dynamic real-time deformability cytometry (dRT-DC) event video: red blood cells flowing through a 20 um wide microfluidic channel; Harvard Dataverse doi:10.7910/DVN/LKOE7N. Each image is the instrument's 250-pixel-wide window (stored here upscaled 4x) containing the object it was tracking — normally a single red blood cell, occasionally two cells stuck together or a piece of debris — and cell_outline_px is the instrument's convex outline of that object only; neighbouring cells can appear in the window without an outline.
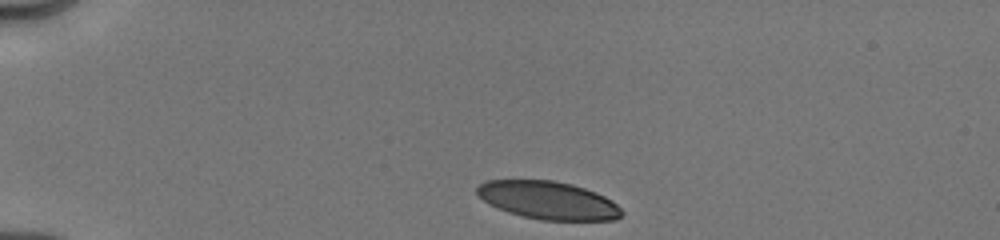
{"species": "human", "species_latin": "Homo sapiens", "temperature_condition": "cold", "stored_images_in_passage": 61, "camera_frame_rate_fps": 3000, "um_per_image_px": 0.085, "donor": {"sex": "male"}, "frame": {"image": 1, "passage_image": 1, "time_ms": 0.0, "image_size_px": [1000, 240], "cell_outline_px": [[624, 212], [616, 220], [540, 220], [508, 212], [488, 204], [476, 192], [476, 188], [480, 184], [488, 180], [552, 180], [572, 184], [596, 192], [612, 200]], "centroid_in_image_um": [46.61, 17.02], "position_along_channel_um": 38.4, "area_um2": 31.91}}
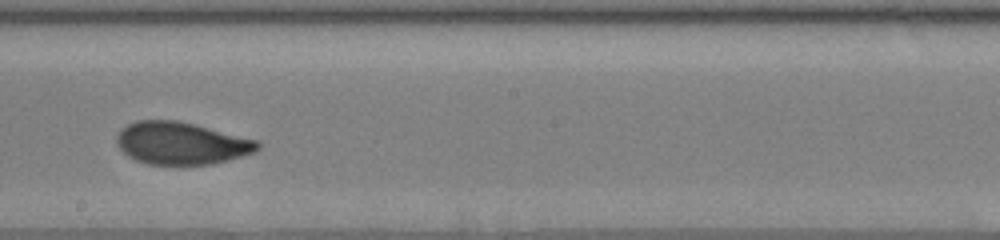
{"frame": {"image": 2, "passage_image": 37, "time_ms": 6.333, "image_size_px": [1000, 240], "cell_outline_px": [[260, 148], [252, 152], [228, 160], [212, 164], [148, 164], [136, 160], [128, 156], [116, 144], [116, 136], [120, 128], [136, 120], [176, 120], [256, 140], [260, 144]], "centroid_in_image_um": [15.34, 12.17], "position_along_channel_um": 232.9, "area_um2": 34.39}}
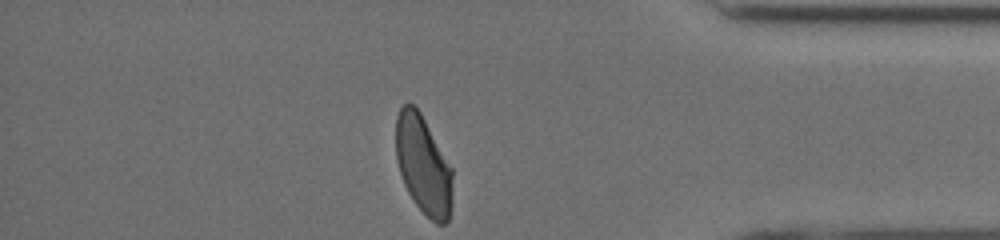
{"frame": {"image": 3, "passage_image": 59, "time_ms": 11.0, "image_size_px": [1000, 240], "cell_outline_px": [[452, 204], [448, 220], [444, 224], [436, 224], [416, 204], [408, 192], [404, 184], [396, 160], [396, 116], [400, 108], [404, 104], [412, 104], [420, 112], [452, 168]], "centroid_in_image_um": [35.98, 14.03], "position_along_channel_um": 399.2, "area_um2": 32.31}, "authors_computed_cell_mechanics": {"area_um2": 34.7378, "velocity_mm_per_s": 4.0122, "shape_relaxation_time_tau1_ms": 6.2335, "shape_relaxation_time_tau2_ms": 0.9688, "deformation_change_tau1": 0.1699, "deformation_change_tau2": 0.0639}}